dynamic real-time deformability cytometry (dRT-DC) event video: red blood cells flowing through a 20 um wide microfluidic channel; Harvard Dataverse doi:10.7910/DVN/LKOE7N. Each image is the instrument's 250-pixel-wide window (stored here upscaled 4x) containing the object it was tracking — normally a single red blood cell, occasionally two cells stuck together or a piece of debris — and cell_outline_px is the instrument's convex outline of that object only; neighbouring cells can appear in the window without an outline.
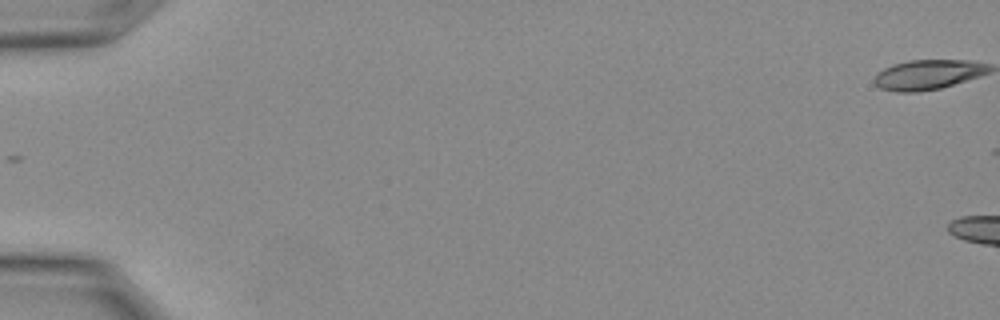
{"species": "Egyptian fruit bat (a non-hibernating species)", "species_latin": "Rousettus aegyptiacus", "temperature_condition": "warm", "stored_images_in_passage": 3, "camera_frame_rate_fps": 3000, "um_per_image_px": 0.085, "animal": {"sex": "female"}, "frame": {"image": 1, "passage_image": 1, "time_ms": 0.0, "image_size_px": [1000, 320], "cell_outline_px": [[976, 72], [968, 76], [948, 84], [932, 88], [888, 88], [904, 64], [924, 60], [944, 60], [960, 64]], "centroid_in_image_um": [79.01, 6.32], "position_along_channel_um": 6.0, "area_um2": 12.31}}